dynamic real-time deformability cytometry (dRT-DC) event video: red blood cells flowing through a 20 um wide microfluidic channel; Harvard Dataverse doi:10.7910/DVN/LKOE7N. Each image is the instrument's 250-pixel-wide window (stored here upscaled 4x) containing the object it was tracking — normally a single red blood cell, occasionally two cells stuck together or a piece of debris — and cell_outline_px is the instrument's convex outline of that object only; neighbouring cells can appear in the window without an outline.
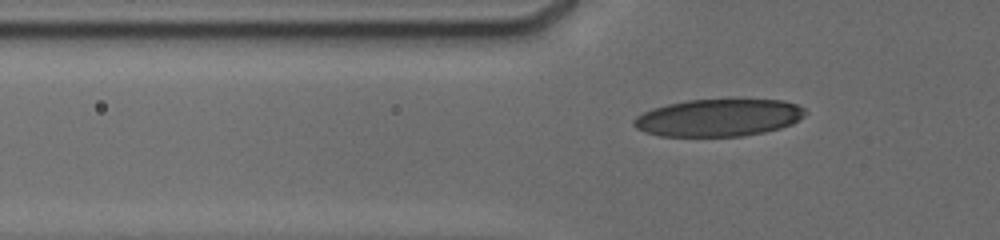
{"species": "human", "species_latin": "Homo sapiens", "temperature_condition": "cold", "stored_images_in_passage": 6, "camera_frame_rate_fps": 3000, "um_per_image_px": 0.085, "donor": {"sex": "male"}, "frame": {"image": 1, "passage_image": 4, "time_ms": 0.667, "image_size_px": [1000, 240], "cell_outline_px": [[804, 116], [792, 124], [780, 128], [764, 132], [744, 136], [660, 136], [636, 128], [632, 124], [632, 120], [636, 116], [644, 112], [668, 104], [688, 100], [784, 100], [796, 104], [804, 108]], "centroid_in_image_um": [61.08, 10.01], "position_along_channel_um": 64.7, "area_um2": 36.99}}
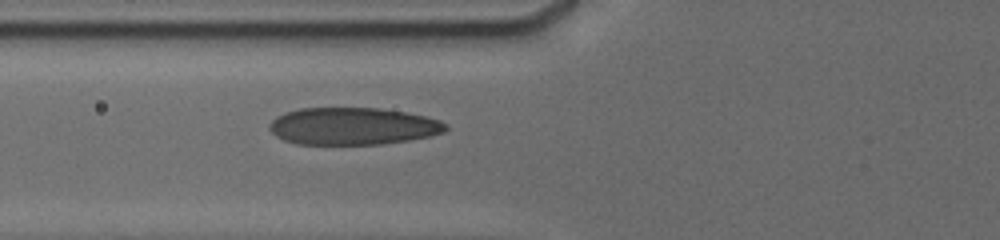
{"frame": {"image": 2, "passage_image": 6, "time_ms": 1.667, "image_size_px": [1000, 240], "cell_outline_px": [[448, 128], [444, 132], [428, 136], [408, 140], [380, 144], [296, 144], [284, 140], [276, 136], [268, 128], [268, 124], [276, 116], [300, 108], [380, 108], [404, 112], [424, 116], [440, 120], [448, 124]], "centroid_in_image_um": [29.98, 10.72], "position_along_channel_um": 95.8, "area_um2": 38.21}}